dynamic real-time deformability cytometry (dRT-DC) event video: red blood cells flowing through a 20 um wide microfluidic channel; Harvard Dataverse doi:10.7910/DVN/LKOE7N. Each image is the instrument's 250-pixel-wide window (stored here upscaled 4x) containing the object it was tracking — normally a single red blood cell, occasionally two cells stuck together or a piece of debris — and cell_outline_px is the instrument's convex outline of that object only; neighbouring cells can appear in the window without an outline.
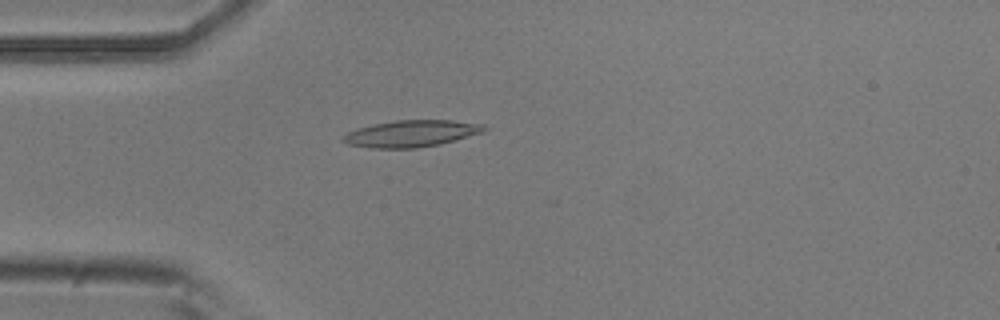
{"species": "common noctule bat (a hibernating species)", "species_latin": "Nyctalus noctula", "temperature_condition": "room temperature", "stored_images_in_passage": 2, "camera_frame_rate_fps": 3000, "um_per_image_px": 0.085, "animal": {"sex": "male", "body_mass_g": 20.5, "forearm_length_mm": 52.5}, "frame": {"image": 1, "passage_image": 2, "time_ms": 0.333, "image_size_px": [1000, 320], "cell_outline_px": [[488, 128], [484, 132], [440, 144], [416, 148], [372, 148], [348, 144], [340, 140], [340, 136], [356, 128], [372, 124], [396, 120], [452, 120], [484, 124]], "centroid_in_image_um": [34.94, 11.35], "position_along_channel_um": 50.1, "area_um2": 22.14}}